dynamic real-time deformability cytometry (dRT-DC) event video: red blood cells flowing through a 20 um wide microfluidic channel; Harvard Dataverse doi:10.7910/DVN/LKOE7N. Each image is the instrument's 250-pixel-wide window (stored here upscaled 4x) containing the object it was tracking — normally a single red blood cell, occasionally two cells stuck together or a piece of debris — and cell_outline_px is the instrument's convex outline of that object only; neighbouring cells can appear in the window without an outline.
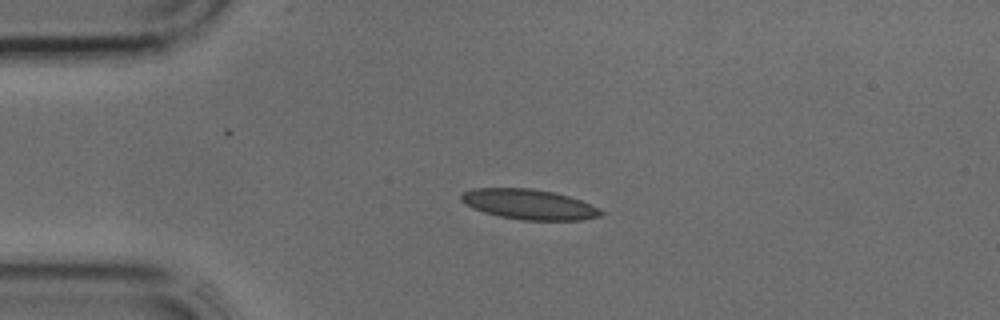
{"species": "common noctule bat (a hibernating species)", "species_latin": "Nyctalus noctula", "temperature_condition": "cold", "stored_images_in_passage": 31, "camera_frame_rate_fps": 3000, "um_per_image_px": 0.085, "animal": {"sex": "male", "body_mass_g": 17.9, "forearm_length_mm": 54.2}, "frame": {"image": 1, "passage_image": 1, "time_ms": 0.0, "image_size_px": [1000, 320], "cell_outline_px": [[604, 212], [600, 216], [580, 220], [520, 220], [500, 216], [484, 212], [472, 208], [464, 204], [460, 200], [460, 196], [464, 192], [472, 188], [532, 188], [556, 192], [580, 200]], "centroid_in_image_um": [44.91, 17.36], "position_along_channel_um": 40.1, "area_um2": 24.51}}
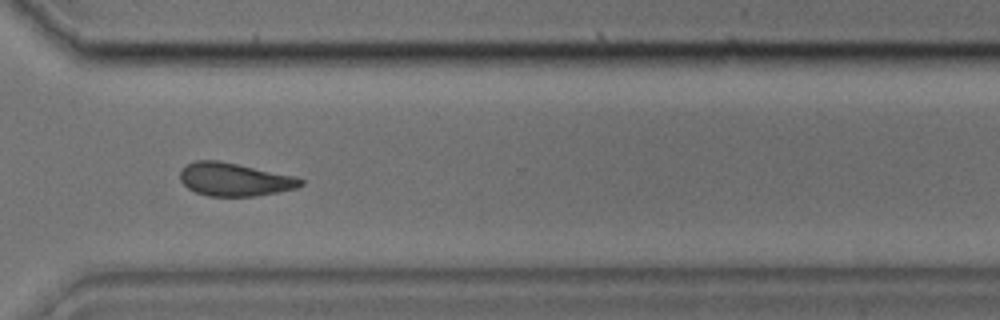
{"frame": {"image": 2, "passage_image": 21, "time_ms": 6.667, "image_size_px": [1000, 320], "cell_outline_px": [[304, 184], [296, 188], [276, 192], [252, 196], [208, 196], [196, 192], [188, 188], [180, 180], [180, 172], [188, 164], [196, 160], [216, 160], [236, 164], [292, 176], [304, 180]], "centroid_in_image_um": [19.9, 15.26], "position_along_channel_um": 350.7, "area_um2": 22.77}}
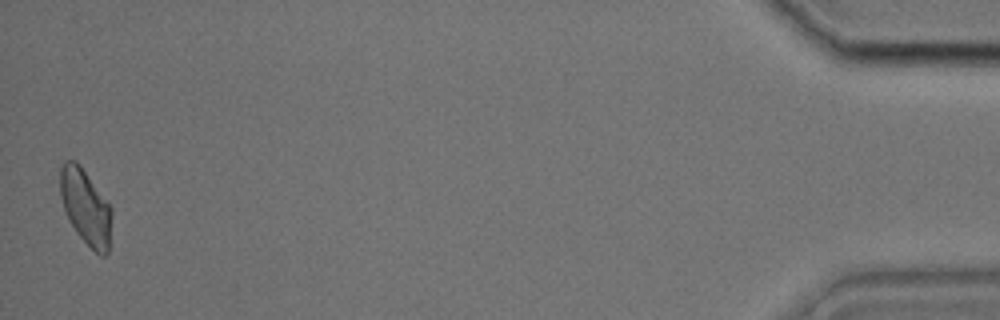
{"frame": {"image": 3, "passage_image": 31, "time_ms": 10.0, "image_size_px": [1000, 320], "cell_outline_px": [[112, 216], [108, 252], [104, 256], [100, 256], [76, 232], [68, 220], [60, 196], [60, 168], [64, 160], [76, 160], [80, 164], [112, 208]], "centroid_in_image_um": [7.27, 17.57], "position_along_channel_um": 427.9, "area_um2": 22.6}}